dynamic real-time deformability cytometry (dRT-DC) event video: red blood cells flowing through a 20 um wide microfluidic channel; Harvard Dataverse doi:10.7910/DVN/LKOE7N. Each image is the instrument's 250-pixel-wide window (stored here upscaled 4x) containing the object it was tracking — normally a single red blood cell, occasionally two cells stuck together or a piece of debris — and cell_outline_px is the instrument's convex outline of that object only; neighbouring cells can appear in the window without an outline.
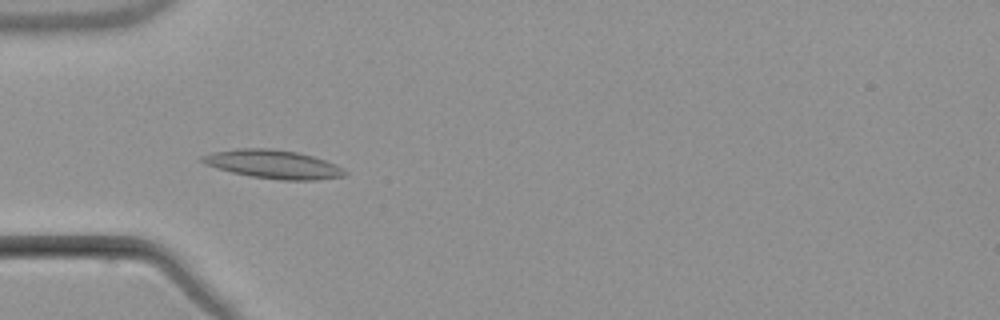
{"species": "common noctule bat (a hibernating species)", "species_latin": "Nyctalus noctula", "temperature_condition": "warm", "stored_images_in_passage": 8, "camera_frame_rate_fps": 3000, "um_per_image_px": 0.085, "animal": {"sex": "male", "body_mass_g": 21.5, "forearm_length_mm": 52.0}, "frame": {"image": 1, "passage_image": 7, "time_ms": 7.333, "image_size_px": [1000, 320], "cell_outline_px": [[348, 172], [344, 176], [316, 180], [280, 180], [252, 176], [232, 172], [216, 168], [204, 164], [196, 160], [200, 156], [212, 152], [236, 148], [272, 148], [296, 152], [312, 156], [336, 164]], "centroid_in_image_um": [23.16, 13.95], "position_along_channel_um": 61.8, "area_um2": 23.87}}
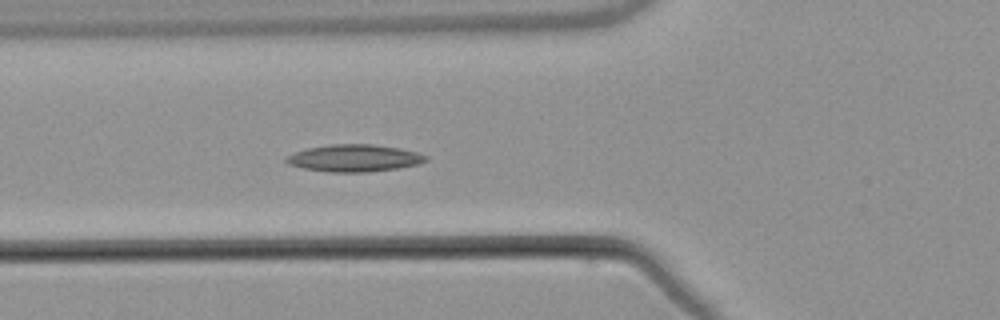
{"frame": {"image": 2, "passage_image": 8, "time_ms": 8.333, "image_size_px": [1000, 320], "cell_outline_px": [[428, 160], [420, 164], [396, 168], [368, 172], [328, 172], [304, 168], [288, 164], [284, 160], [288, 156], [296, 152], [308, 148], [328, 144], [372, 144], [400, 148], [416, 152], [428, 156]], "centroid_in_image_um": [30.14, 13.44], "position_along_channel_um": 95.7, "area_um2": 22.02}}